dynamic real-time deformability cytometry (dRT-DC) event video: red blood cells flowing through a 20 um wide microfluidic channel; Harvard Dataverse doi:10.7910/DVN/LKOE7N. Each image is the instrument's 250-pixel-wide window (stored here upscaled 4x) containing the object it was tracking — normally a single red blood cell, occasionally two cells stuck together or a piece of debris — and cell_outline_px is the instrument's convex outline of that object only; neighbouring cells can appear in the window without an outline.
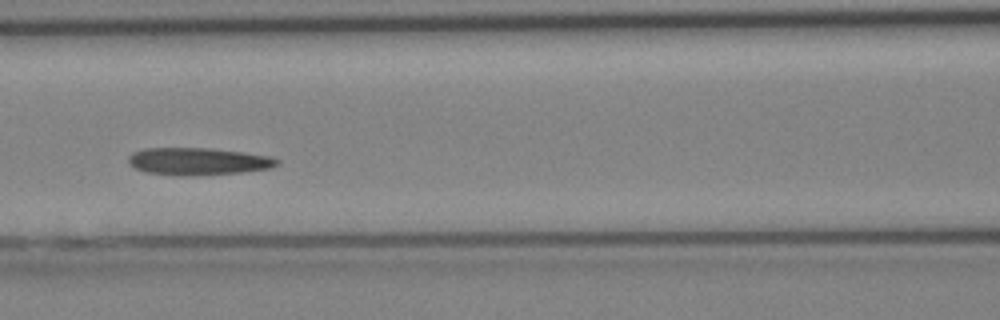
{"species": "Egyptian fruit bat (a non-hibernating species)", "species_latin": "Rousettus aegyptiacus", "temperature_condition": "cold", "stored_images_in_passage": 23, "camera_frame_rate_fps": 3000, "um_per_image_px": 0.085, "animal": {"sex": "female"}, "frame": {"image": 1, "passage_image": 14, "time_ms": 4.333, "image_size_px": [1000, 320], "cell_outline_px": [[280, 164], [272, 168], [240, 172], [188, 176], [176, 176], [144, 172], [128, 164], [128, 156], [132, 152], [144, 148], [208, 148], [244, 152], [268, 156], [280, 160]], "centroid_in_image_um": [16.81, 13.72], "position_along_channel_um": 149.8, "area_um2": 23.87}}